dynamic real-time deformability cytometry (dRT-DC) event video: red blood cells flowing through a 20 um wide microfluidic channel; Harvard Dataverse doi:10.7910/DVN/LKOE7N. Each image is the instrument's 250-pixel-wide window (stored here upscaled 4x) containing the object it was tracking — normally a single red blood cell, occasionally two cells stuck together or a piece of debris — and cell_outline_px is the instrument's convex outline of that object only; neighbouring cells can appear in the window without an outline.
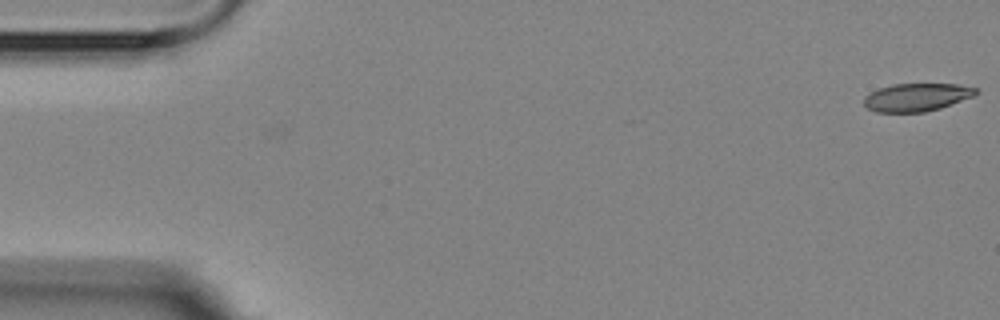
{"species": "Egyptian fruit bat (a non-hibernating species)", "species_latin": "Rousettus aegyptiacus", "temperature_condition": "room temperature", "stored_images_in_passage": 2, "camera_frame_rate_fps": 3000, "um_per_image_px": 0.085, "animal": {"sex": "female"}, "frame": {"image": 1, "passage_image": 2, "time_ms": 1.0, "image_size_px": [1000, 320], "cell_outline_px": [[980, 92], [972, 96], [940, 108], [924, 112], [876, 112], [868, 108], [864, 104], [864, 96], [880, 88], [892, 84], [956, 84], [976, 88]], "centroid_in_image_um": [77.9, 8.26], "position_along_channel_um": 7.1, "area_um2": 18.03}}